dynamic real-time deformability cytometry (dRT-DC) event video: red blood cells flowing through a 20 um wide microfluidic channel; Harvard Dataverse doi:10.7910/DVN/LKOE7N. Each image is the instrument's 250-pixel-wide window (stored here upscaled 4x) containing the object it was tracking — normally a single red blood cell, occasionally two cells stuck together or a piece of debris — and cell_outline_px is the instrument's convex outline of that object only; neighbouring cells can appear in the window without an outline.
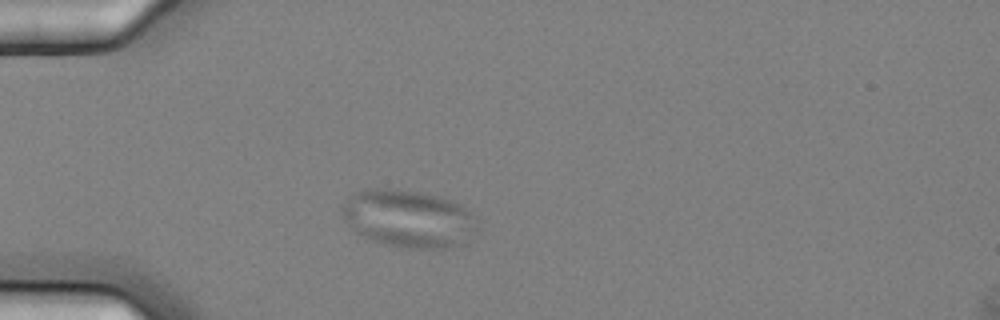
{"species": "common noctule bat (a hibernating species)", "species_latin": "Nyctalus noctula", "temperature_condition": "cold", "stored_images_in_passage": 4, "camera_frame_rate_fps": 3000, "um_per_image_px": 0.085, "animal": {"sex": "female", "body_mass_g": 25.1}, "frame": {"image": 1, "passage_image": 1, "time_ms": 0.0, "image_size_px": [1000, 320], "cell_outline_px": [[476, 228], [460, 244], [448, 248], [416, 248], [384, 244], [360, 236], [344, 220], [340, 208], [348, 196], [352, 192], [364, 188], [396, 188], [420, 192], [436, 196], [448, 200], [464, 208], [472, 216]], "centroid_in_image_um": [34.58, 18.55], "position_along_channel_um": 50.4, "area_um2": 44.97}}
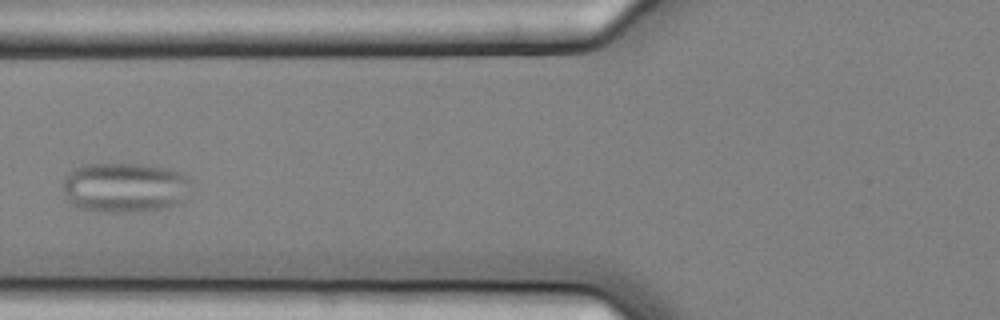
{"frame": {"image": 2, "passage_image": 3, "time_ms": 0.667, "image_size_px": [1000, 320], "cell_outline_px": [[192, 184], [184, 200], [180, 204], [160, 208], [132, 212], [100, 212], [80, 208], [72, 204], [68, 200], [64, 192], [64, 180], [76, 168], [84, 164], [140, 164], [168, 168], [184, 172], [188, 176]], "centroid_in_image_um": [10.67, 15.93], "position_along_channel_um": 115.1, "area_um2": 37.45}}